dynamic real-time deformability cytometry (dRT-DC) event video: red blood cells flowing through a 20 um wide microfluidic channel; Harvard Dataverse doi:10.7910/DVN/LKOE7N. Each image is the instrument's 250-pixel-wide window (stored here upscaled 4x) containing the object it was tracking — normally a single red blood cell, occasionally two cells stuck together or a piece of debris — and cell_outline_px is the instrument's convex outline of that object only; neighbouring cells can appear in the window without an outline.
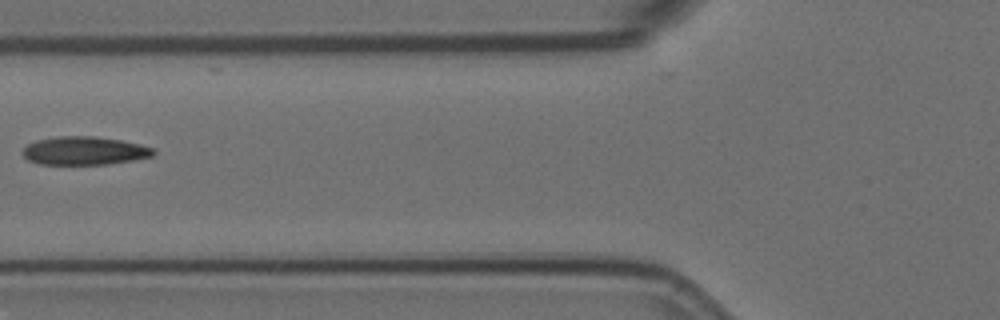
{"species": "Egyptian fruit bat (a non-hibernating species)", "species_latin": "Rousettus aegyptiacus", "temperature_condition": "room temperature", "stored_images_in_passage": 8, "camera_frame_rate_fps": 3000, "um_per_image_px": 0.085, "animal": {"sex": "female"}, "frame": {"image": 1, "passage_image": 6, "time_ms": 1.667, "image_size_px": [1000, 320], "cell_outline_px": [[156, 152], [152, 156], [132, 160], [108, 164], [40, 164], [28, 160], [24, 156], [24, 148], [28, 144], [36, 140], [60, 136], [96, 136], [120, 140], [140, 144], [152, 148]], "centroid_in_image_um": [7.18, 12.81], "position_along_channel_um": 118.6, "area_um2": 21.39}}
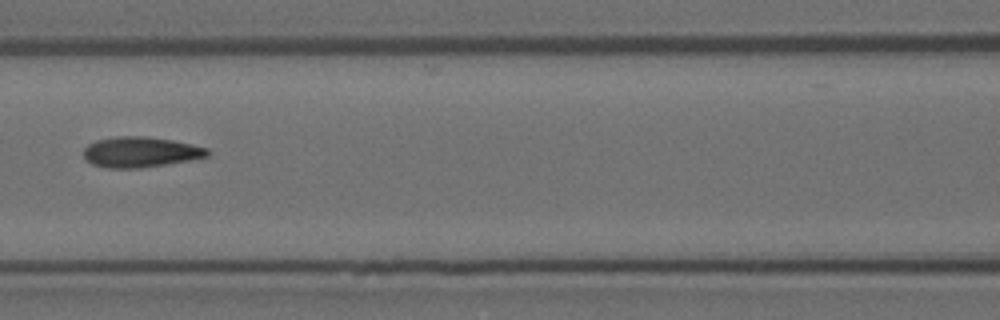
{"frame": {"image": 2, "passage_image": 7, "time_ms": 2.0, "image_size_px": [1000, 320], "cell_outline_px": [[208, 156], [188, 160], [140, 168], [108, 168], [92, 164], [84, 160], [84, 148], [88, 144], [96, 140], [116, 136], [148, 136], [172, 140], [208, 148]], "centroid_in_image_um": [11.88, 12.92], "position_along_channel_um": 154.7, "area_um2": 21.91}}